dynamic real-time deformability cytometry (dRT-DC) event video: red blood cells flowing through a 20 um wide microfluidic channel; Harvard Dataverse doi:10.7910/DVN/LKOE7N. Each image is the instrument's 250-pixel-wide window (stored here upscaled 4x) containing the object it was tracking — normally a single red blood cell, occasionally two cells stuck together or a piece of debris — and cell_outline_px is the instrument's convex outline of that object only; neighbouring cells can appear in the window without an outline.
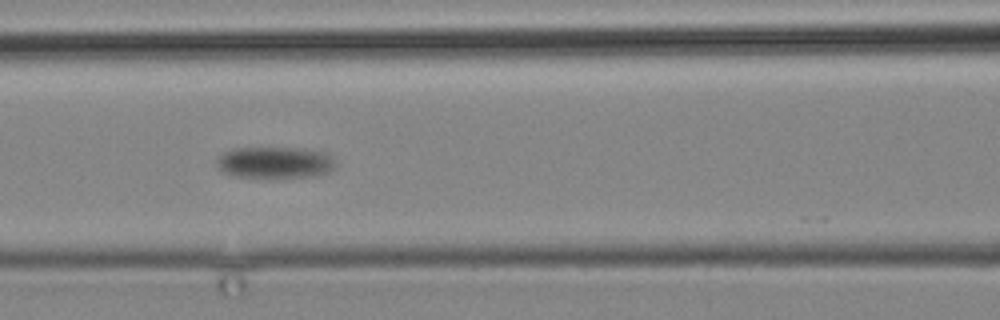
{"species": "common noctule bat (a hibernating species)", "species_latin": "Nyctalus noctula", "temperature_condition": "cold", "stored_images_in_passage": 18, "camera_frame_rate_fps": 3000, "um_per_image_px": 0.085, "animal": {"sex": "male", "body_mass_g": 19.2, "forearm_length_mm": 51.8}, "frame": {"image": 1, "passage_image": 15, "time_ms": 17.333, "image_size_px": [1000, 320], "cell_outline_px": [[336, 164], [328, 172], [312, 176], [264, 180], [232, 176], [216, 168], [216, 160], [224, 152], [236, 148], [308, 148], [324, 152], [332, 156], [336, 160]], "centroid_in_image_um": [23.35, 13.85], "position_along_channel_um": 143.3, "area_um2": 22.77}}
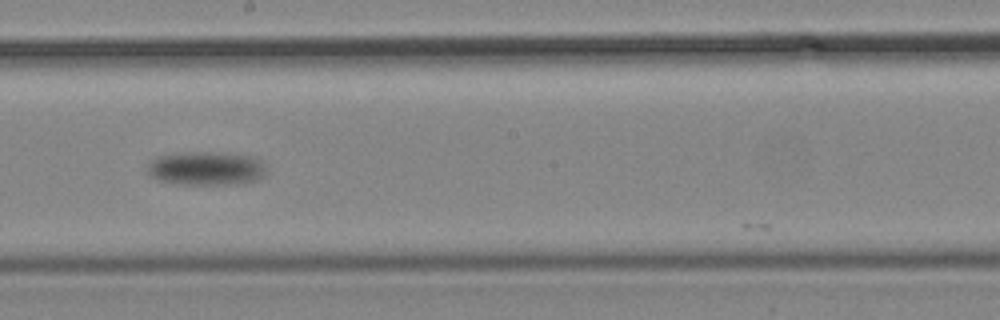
{"frame": {"image": 2, "passage_image": 17, "time_ms": 20.667, "image_size_px": [1000, 320], "cell_outline_px": [[264, 172], [256, 180], [224, 184], [180, 184], [156, 180], [148, 172], [148, 164], [156, 156], [184, 152], [220, 152], [256, 156], [260, 160], [264, 168]], "centroid_in_image_um": [17.47, 14.29], "position_along_channel_um": 230.7, "area_um2": 23.18}}